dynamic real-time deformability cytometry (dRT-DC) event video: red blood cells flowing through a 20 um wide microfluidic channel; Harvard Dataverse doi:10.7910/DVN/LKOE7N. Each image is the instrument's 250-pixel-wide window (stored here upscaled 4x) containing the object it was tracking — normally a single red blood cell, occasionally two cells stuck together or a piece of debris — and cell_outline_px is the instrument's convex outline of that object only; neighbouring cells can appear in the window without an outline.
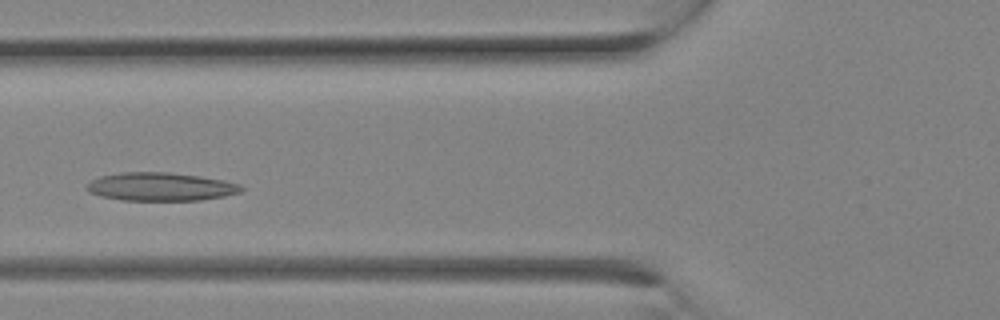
{"species": "Egyptian fruit bat (a non-hibernating species)", "species_latin": "Rousettus aegyptiacus", "temperature_condition": "room temperature", "stored_images_in_passage": 8, "camera_frame_rate_fps": 3000, "um_per_image_px": 0.085, "animal": {"sex": "female"}, "frame": {"image": 1, "passage_image": 7, "time_ms": 2.0, "image_size_px": [1000, 320], "cell_outline_px": [[244, 188], [240, 192], [224, 196], [200, 200], [120, 200], [100, 196], [88, 192], [88, 184], [92, 180], [100, 176], [120, 172], [168, 172], [200, 176], [224, 180], [240, 184]], "centroid_in_image_um": [13.66, 15.87], "position_along_channel_um": 112.1, "area_um2": 25.43}}